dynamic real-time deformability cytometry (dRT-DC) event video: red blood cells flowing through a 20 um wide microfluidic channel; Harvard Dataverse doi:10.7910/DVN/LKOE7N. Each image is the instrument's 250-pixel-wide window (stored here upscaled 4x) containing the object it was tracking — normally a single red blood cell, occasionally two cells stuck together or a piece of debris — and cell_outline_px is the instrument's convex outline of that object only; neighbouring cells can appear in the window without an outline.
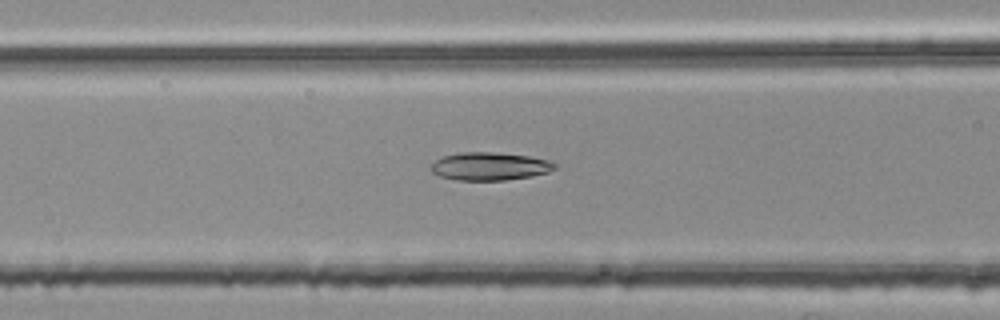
{"species": "common noctule bat (a hibernating species)", "species_latin": "Nyctalus noctula", "temperature_condition": "room temperature", "stored_images_in_passage": 39, "camera_frame_rate_fps": 3000, "um_per_image_px": 0.085, "animal": {"sex": "female", "body_mass_g": 25.1}, "frame": {"image": 1, "passage_image": 7, "time_ms": 2.0, "image_size_px": [1000, 320], "cell_outline_px": [[556, 168], [548, 172], [532, 176], [504, 180], [456, 180], [440, 176], [432, 172], [432, 164], [436, 160], [444, 156], [460, 152], [492, 152], [528, 156], [548, 160], [556, 164]], "centroid_in_image_um": [41.63, 14.14], "position_along_channel_um": 125.0, "area_um2": 20.0}}
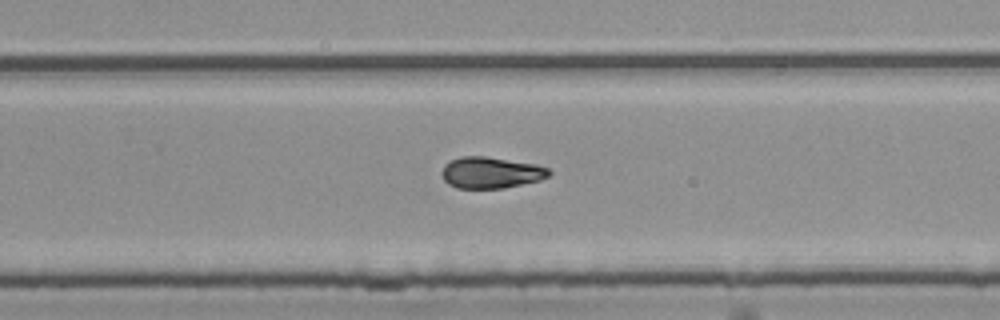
{"frame": {"image": 2, "passage_image": 20, "time_ms": 6.333, "image_size_px": [1000, 320], "cell_outline_px": [[552, 172], [548, 176], [540, 180], [504, 188], [456, 188], [448, 184], [444, 180], [440, 172], [444, 164], [460, 156], [484, 156], [536, 164], [548, 168]], "centroid_in_image_um": [41.7, 14.67], "position_along_channel_um": 288.1, "area_um2": 19.65}}
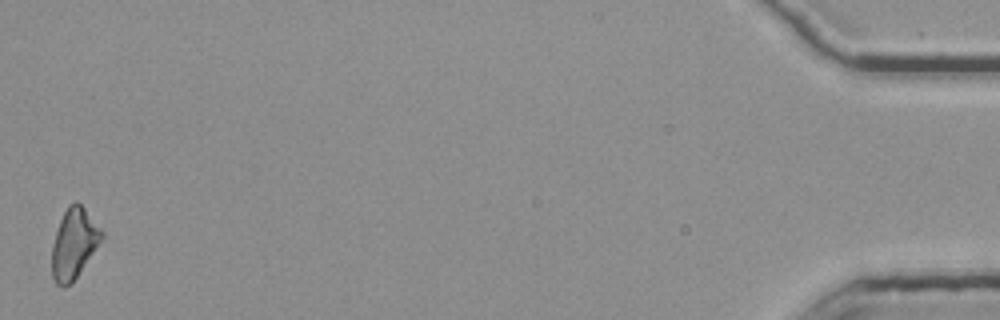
{"frame": {"image": 3, "passage_image": 39, "time_ms": 12.667, "image_size_px": [1000, 320], "cell_outline_px": [[104, 236], [72, 284], [56, 284], [52, 276], [52, 244], [60, 220], [68, 204], [76, 200], [84, 208], [104, 232]], "centroid_in_image_um": [6.28, 20.68], "position_along_channel_um": 428.9, "area_um2": 20.11}, "authors_computed_cell_mechanics": {"area_um2": 19.5364, "velocity_mm_per_s": 3.7713, "shape_relaxation_time_tau1_ms": 8.9821, "shape_relaxation_time_tau2_ms": null, "deformation_change_tau1": 0.233, "deformation_change_tau2": null}}